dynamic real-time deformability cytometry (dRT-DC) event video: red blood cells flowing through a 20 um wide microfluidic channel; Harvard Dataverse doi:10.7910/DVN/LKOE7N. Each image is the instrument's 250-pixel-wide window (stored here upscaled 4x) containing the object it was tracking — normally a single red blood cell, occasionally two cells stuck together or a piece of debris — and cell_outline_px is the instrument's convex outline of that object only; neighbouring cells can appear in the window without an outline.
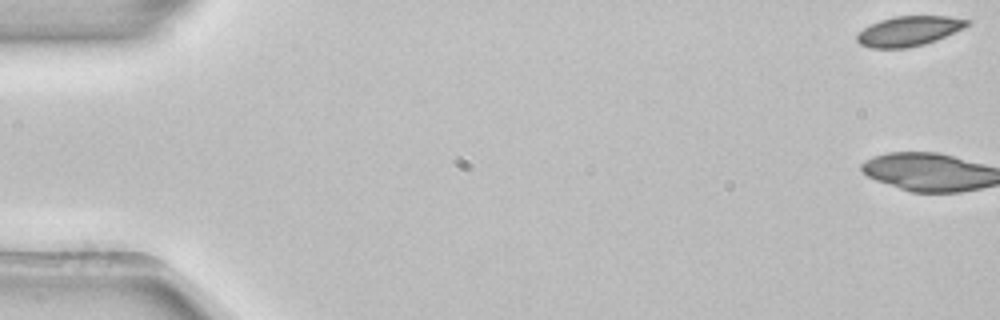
{"species": "common noctule bat (a hibernating species)", "species_latin": "Nyctalus noctula", "temperature_condition": "room temperature", "stored_images_in_passage": 9, "camera_frame_rate_fps": 3000, "um_per_image_px": 0.085, "animal": {"sex": "female", "body_mass_g": 22.7, "forearm_length_mm": 54.2}, "frame": {"image": 1, "passage_image": 1, "time_ms": 0.0, "image_size_px": [1000, 320], "cell_outline_px": [[972, 24], [936, 40], [924, 44], [908, 48], [872, 48], [860, 44], [856, 40], [856, 36], [864, 28], [880, 20], [892, 16], [948, 16], [972, 20]], "centroid_in_image_um": [77.28, 2.63], "position_along_channel_um": 7.7, "area_um2": 19.19}}
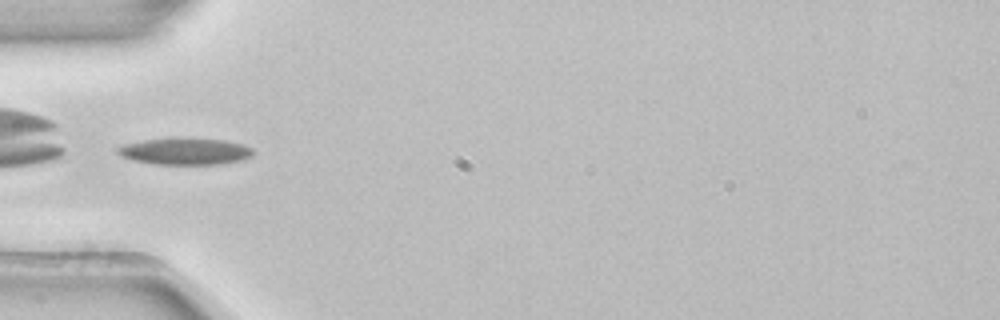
{"frame": {"image": 2, "passage_image": 6, "time_ms": 1.667, "image_size_px": [1000, 320], "cell_outline_px": [[252, 156], [240, 160], [220, 164], [152, 164], [132, 160], [120, 156], [116, 152], [116, 148], [124, 144], [144, 140], [176, 136], [224, 140], [244, 144], [252, 148]], "centroid_in_image_um": [15.69, 12.84], "position_along_channel_um": 69.3, "area_um2": 21.56}}